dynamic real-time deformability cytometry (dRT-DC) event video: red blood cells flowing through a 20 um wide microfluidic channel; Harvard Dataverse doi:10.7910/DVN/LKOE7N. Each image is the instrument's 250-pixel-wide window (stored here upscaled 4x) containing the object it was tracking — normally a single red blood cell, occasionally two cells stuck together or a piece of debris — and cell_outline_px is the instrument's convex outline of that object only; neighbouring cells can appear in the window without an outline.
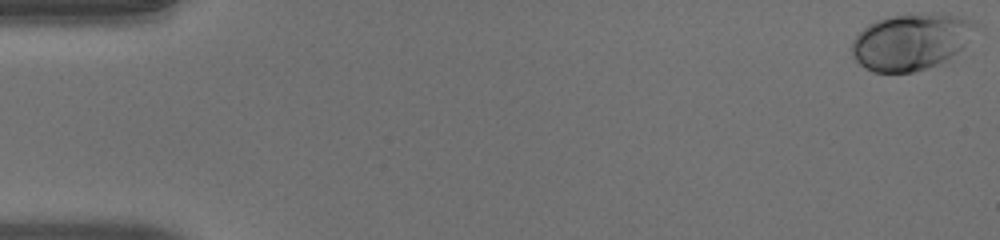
{"species": "human", "species_latin": "Homo sapiens", "temperature_condition": "warm", "stored_images_in_passage": 52, "camera_frame_rate_fps": 3000, "um_per_image_px": 0.085, "donor": {"sex": "male"}, "frame": {"image": 1, "passage_image": 1, "time_ms": 0.0, "image_size_px": [1000, 240], "cell_outline_px": [[976, 28], [964, 44], [948, 60], [940, 64], [928, 68], [912, 72], [872, 72], [864, 68], [852, 56], [852, 40], [868, 24], [876, 20], [892, 16], [932, 12], [940, 12], [960, 16], [972, 20], [976, 24]], "centroid_in_image_um": [77.42, 3.53], "position_along_channel_um": 7.6, "area_um2": 40.75}}
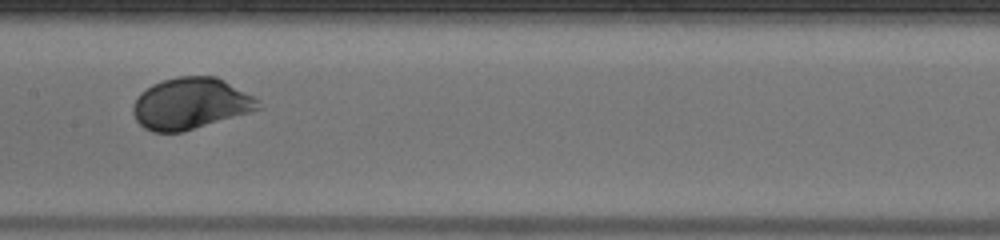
{"frame": {"image": 2, "passage_image": 27, "time_ms": 8.667, "image_size_px": [1000, 240], "cell_outline_px": [[264, 108], [184, 132], [152, 132], [144, 128], [136, 120], [132, 112], [132, 104], [140, 92], [152, 84], [176, 76], [216, 76], [224, 80], [260, 100]], "centroid_in_image_um": [16.2, 8.81], "position_along_channel_um": 191.2, "area_um2": 37.86}}
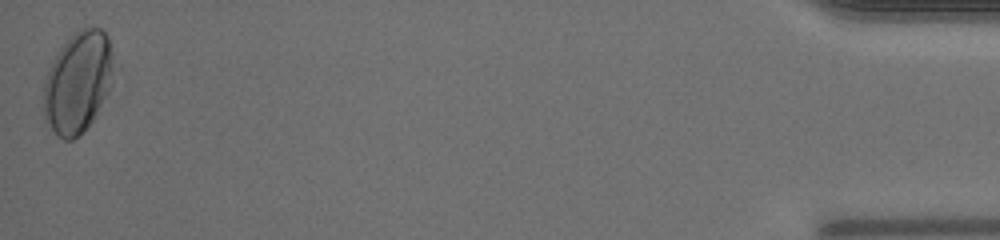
{"frame": {"image": 3, "passage_image": 52, "time_ms": 17.0, "image_size_px": [1000, 240], "cell_outline_px": [[112, 88], [96, 116], [72, 140], [64, 140], [56, 136], [44, 120], [44, 80], [48, 68], [52, 60], [60, 48], [80, 28], [100, 28], [108, 36], [112, 52]], "centroid_in_image_um": [6.62, 7.01], "position_along_channel_um": 428.6, "area_um2": 41.38}, "authors_computed_cell_mechanics": {"area_um2": 36.9053, "velocity_mm_per_s": 3.9688, "shape_relaxation_time_tau1_ms": 2.3473, "shape_relaxation_time_tau2_ms": null, "deformation_change_tau1": 0.1345, "deformation_change_tau2": null}}